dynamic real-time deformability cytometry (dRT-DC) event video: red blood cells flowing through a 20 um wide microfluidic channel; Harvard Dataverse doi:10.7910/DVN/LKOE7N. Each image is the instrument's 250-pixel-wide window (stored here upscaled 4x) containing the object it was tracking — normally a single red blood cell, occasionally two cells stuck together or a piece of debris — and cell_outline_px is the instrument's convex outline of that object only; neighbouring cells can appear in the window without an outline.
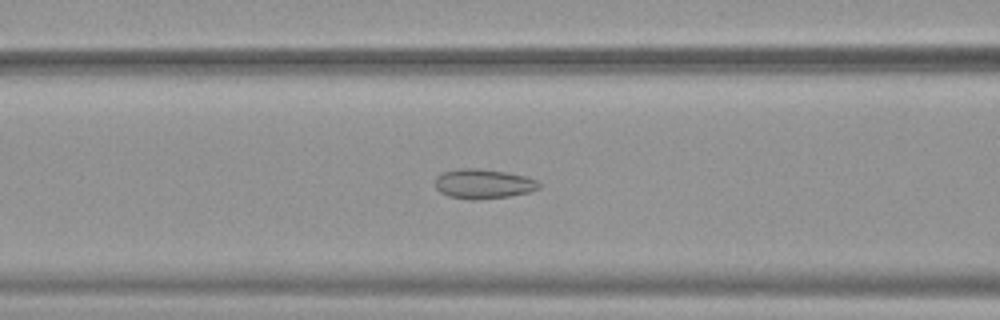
{"species": "common noctule bat (a hibernating species)", "species_latin": "Nyctalus noctula", "temperature_condition": "warm", "stored_images_in_passage": 42, "camera_frame_rate_fps": 3000, "um_per_image_px": 0.085, "animal": {"sex": "female", "body_mass_g": 19.9}, "frame": {"image": 1, "passage_image": 11, "time_ms": 3.333, "image_size_px": [1000, 320], "cell_outline_px": [[544, 184], [540, 188], [528, 192], [508, 196], [476, 200], [472, 200], [448, 196], [440, 192], [436, 188], [436, 176], [440, 172], [460, 168], [480, 168], [504, 172], [524, 176], [536, 180]], "centroid_in_image_um": [41.07, 15.62], "position_along_channel_um": 125.5, "area_um2": 18.03}}
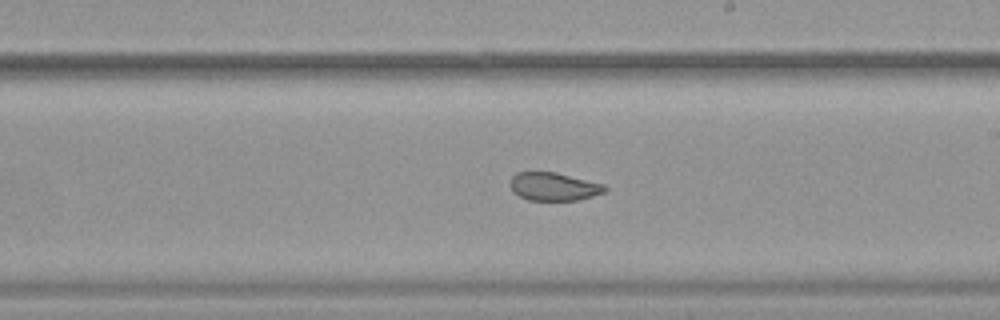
{"frame": {"image": 2, "passage_image": 20, "time_ms": 6.333, "image_size_px": [1000, 320], "cell_outline_px": [[608, 188], [604, 192], [592, 196], [576, 200], [528, 200], [512, 192], [508, 184], [512, 176], [516, 172], [556, 172], [604, 184]], "centroid_in_image_um": [47.03, 15.85], "position_along_channel_um": 242.0, "area_um2": 15.61}}
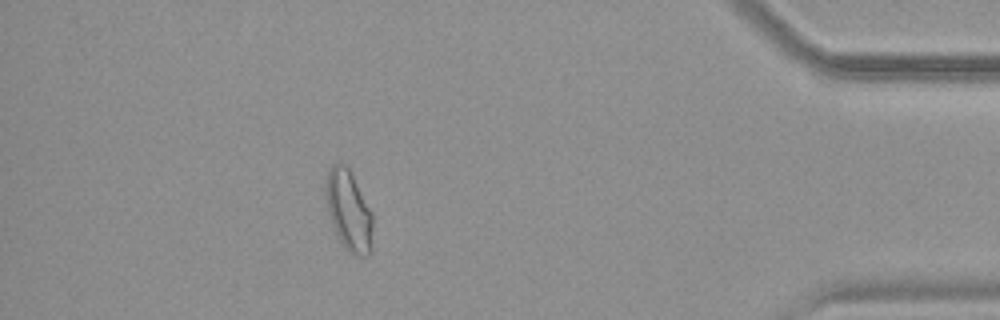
{"frame": {"image": 3, "passage_image": 36, "time_ms": 11.667, "image_size_px": [1000, 320], "cell_outline_px": [[372, 248], [368, 256], [356, 256], [348, 252], [344, 248], [332, 224], [328, 212], [324, 192], [324, 176], [332, 164], [340, 160], [348, 168], [372, 212]], "centroid_in_image_um": [29.61, 17.88], "position_along_channel_um": 405.6, "area_um2": 22.37}, "authors_computed_cell_mechanics": {"area_um2": 18.3804, "velocity_mm_per_s": 3.8988, "shape_relaxation_time_tau1_ms": null, "shape_relaxation_time_tau2_ms": 0.9894, "deformation_change_tau1": null, "deformation_change_tau2": 0.0621}}